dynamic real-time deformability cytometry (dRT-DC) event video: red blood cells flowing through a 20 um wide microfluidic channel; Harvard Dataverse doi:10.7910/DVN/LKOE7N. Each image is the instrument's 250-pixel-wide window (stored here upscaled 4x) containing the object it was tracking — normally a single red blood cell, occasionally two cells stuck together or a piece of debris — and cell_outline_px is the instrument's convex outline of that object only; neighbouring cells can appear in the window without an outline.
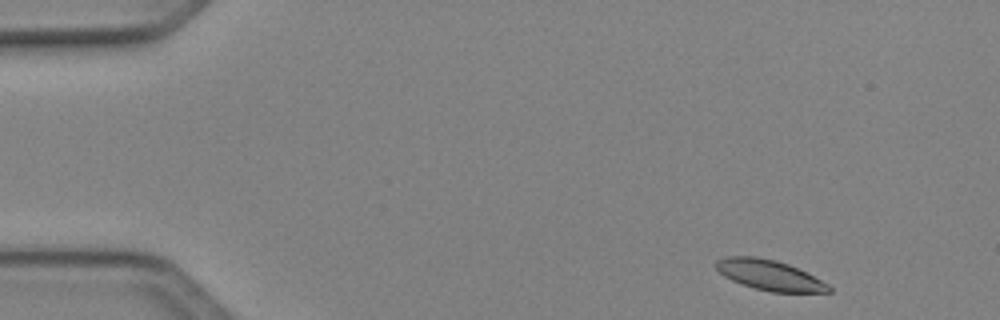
{"species": "Egyptian fruit bat (a non-hibernating species)", "species_latin": "Rousettus aegyptiacus", "temperature_condition": "cold", "stored_images_in_passage": 46, "camera_frame_rate_fps": 3000, "um_per_image_px": 0.085, "animal": {"sex": "female"}, "frame": {"image": 1, "passage_image": 2, "time_ms": 0.333, "image_size_px": [1000, 320], "cell_outline_px": [[832, 292], [772, 292], [756, 288], [732, 280], [724, 276], [716, 268], [716, 260], [728, 256], [756, 256], [776, 260], [788, 264], [828, 284], [832, 288]], "centroid_in_image_um": [65.39, 23.37], "position_along_channel_um": 19.6, "area_um2": 19.54}}
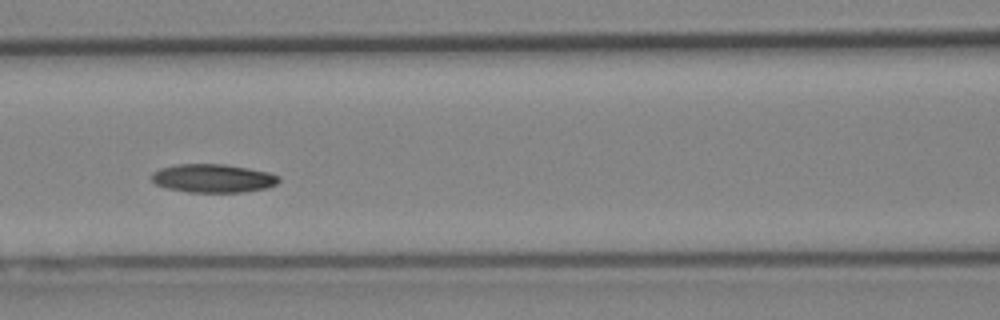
{"frame": {"image": 2, "passage_image": 19, "time_ms": 6.0, "image_size_px": [1000, 320], "cell_outline_px": [[280, 180], [276, 184], [268, 188], [244, 192], [188, 192], [164, 188], [156, 184], [152, 180], [152, 172], [160, 168], [180, 164], [220, 164], [248, 168], [268, 172], [280, 176]], "centroid_in_image_um": [18.11, 15.16], "position_along_channel_um": 148.5, "area_um2": 21.15}}
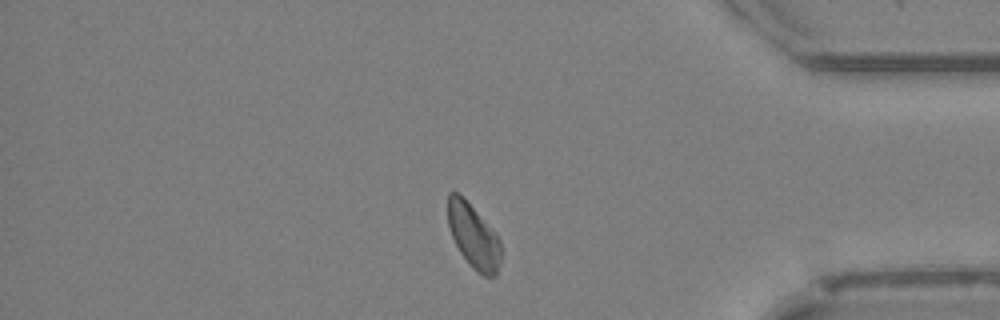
{"frame": {"image": 3, "passage_image": 39, "time_ms": 12.667, "image_size_px": [1000, 320], "cell_outline_px": [[500, 264], [496, 276], [484, 276], [476, 272], [472, 268], [460, 252], [452, 236], [448, 224], [448, 192], [456, 192], [496, 232], [500, 240]], "centroid_in_image_um": [40.26, 20.13], "position_along_channel_um": 394.9, "area_um2": 19.48}}